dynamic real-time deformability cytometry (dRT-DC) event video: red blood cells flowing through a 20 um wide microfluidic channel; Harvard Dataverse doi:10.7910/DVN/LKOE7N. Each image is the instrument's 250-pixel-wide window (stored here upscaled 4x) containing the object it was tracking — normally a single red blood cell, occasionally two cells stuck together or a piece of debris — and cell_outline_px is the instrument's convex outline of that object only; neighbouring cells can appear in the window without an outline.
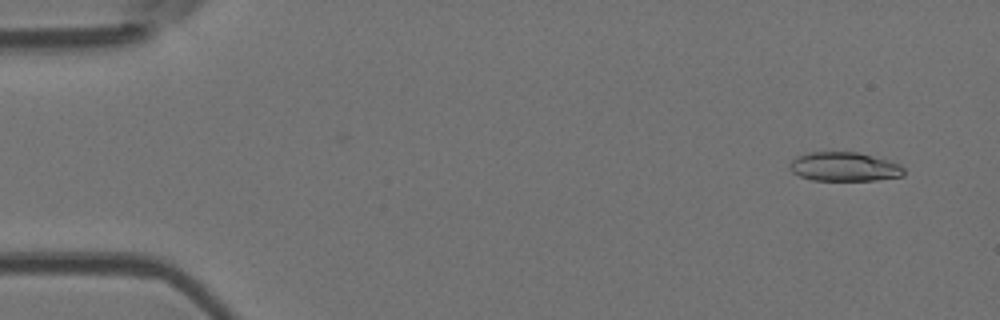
{"species": "Egyptian fruit bat (a non-hibernating species)", "species_latin": "Rousettus aegyptiacus", "temperature_condition": "room temperature", "stored_images_in_passage": 53, "camera_frame_rate_fps": 3000, "um_per_image_px": 0.085, "animal": {"sex": "female"}, "frame": {"image": 1, "passage_image": 4, "time_ms": 1.0, "image_size_px": [1000, 320], "cell_outline_px": [[904, 176], [876, 180], [812, 180], [800, 176], [792, 172], [788, 168], [788, 164], [796, 156], [808, 152], [856, 152], [888, 160], [900, 164], [904, 168]], "centroid_in_image_um": [71.74, 14.17], "position_along_channel_um": 13.3, "area_um2": 19.42}}
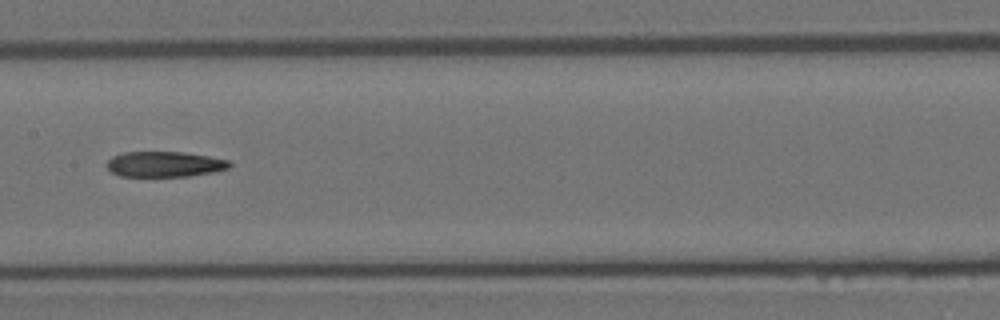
{"frame": {"image": 2, "passage_image": 27, "time_ms": 8.667, "image_size_px": [1000, 320], "cell_outline_px": [[232, 164], [228, 168], [216, 172], [188, 176], [120, 176], [112, 172], [104, 164], [112, 156], [124, 152], [184, 152], [208, 156], [228, 160]], "centroid_in_image_um": [13.98, 13.95], "position_along_channel_um": 193.4, "area_um2": 18.26}}
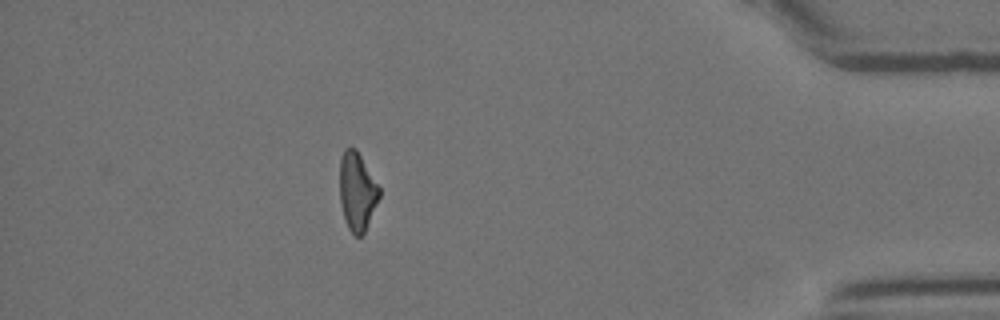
{"frame": {"image": 3, "passage_image": 47, "time_ms": 15.333, "image_size_px": [1000, 320], "cell_outline_px": [[380, 196], [364, 232], [360, 236], [356, 236], [348, 228], [344, 220], [340, 204], [340, 156], [344, 148], [356, 148], [380, 188]], "centroid_in_image_um": [30.34, 16.26], "position_along_channel_um": 404.9, "area_um2": 17.98}}